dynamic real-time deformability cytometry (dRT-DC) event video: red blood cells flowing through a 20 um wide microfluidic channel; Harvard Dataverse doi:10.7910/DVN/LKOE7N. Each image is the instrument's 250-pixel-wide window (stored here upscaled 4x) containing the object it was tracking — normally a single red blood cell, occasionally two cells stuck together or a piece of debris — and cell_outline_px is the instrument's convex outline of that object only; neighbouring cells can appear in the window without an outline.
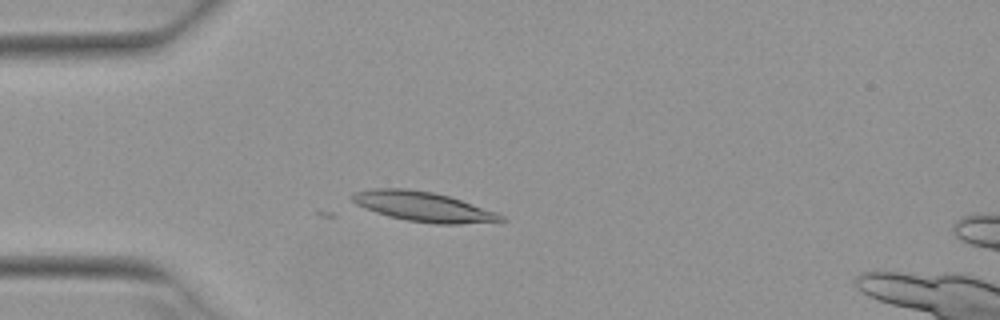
{"species": "Egyptian fruit bat (a non-hibernating species)", "species_latin": "Rousettus aegyptiacus", "temperature_condition": "warm", "stored_images_in_passage": 9, "camera_frame_rate_fps": 3000, "um_per_image_px": 0.085, "animal": {"sex": "female"}, "frame": {"image": 1, "passage_image": 9, "time_ms": 2.667, "image_size_px": [1000, 320], "cell_outline_px": [[508, 220], [460, 224], [436, 224], [408, 220], [388, 216], [364, 208], [356, 204], [352, 200], [352, 192], [376, 188], [408, 188], [432, 192], [448, 196], [496, 212], [504, 216]], "centroid_in_image_um": [35.95, 17.56], "position_along_channel_um": 49.1, "area_um2": 25.55}}